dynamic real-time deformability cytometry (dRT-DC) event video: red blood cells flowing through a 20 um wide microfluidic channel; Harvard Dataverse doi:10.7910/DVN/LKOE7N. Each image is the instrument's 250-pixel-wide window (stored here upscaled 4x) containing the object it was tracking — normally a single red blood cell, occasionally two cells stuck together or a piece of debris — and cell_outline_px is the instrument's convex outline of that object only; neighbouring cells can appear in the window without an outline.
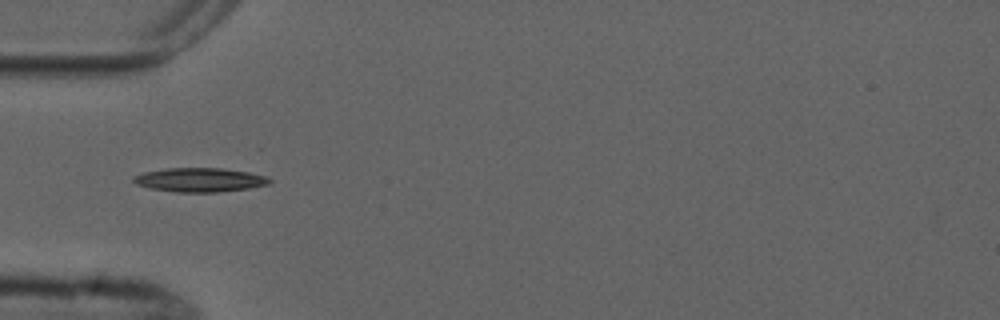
{"species": "common noctule bat (a hibernating species)", "species_latin": "Nyctalus noctula", "temperature_condition": "cold", "stored_images_in_passage": 2, "camera_frame_rate_fps": 3000, "um_per_image_px": 0.085, "animal": {"sex": "male", "forearm_length_mm": 52.5}, "frame": {"image": 1, "passage_image": 2, "time_ms": 1.333, "image_size_px": [1000, 320], "cell_outline_px": [[272, 180], [268, 184], [248, 188], [216, 192], [176, 192], [152, 188], [136, 184], [132, 180], [132, 176], [144, 172], [168, 168], [220, 168], [248, 172], [268, 176]], "centroid_in_image_um": [16.97, 15.28], "position_along_channel_um": 68.0, "area_um2": 18.9}}